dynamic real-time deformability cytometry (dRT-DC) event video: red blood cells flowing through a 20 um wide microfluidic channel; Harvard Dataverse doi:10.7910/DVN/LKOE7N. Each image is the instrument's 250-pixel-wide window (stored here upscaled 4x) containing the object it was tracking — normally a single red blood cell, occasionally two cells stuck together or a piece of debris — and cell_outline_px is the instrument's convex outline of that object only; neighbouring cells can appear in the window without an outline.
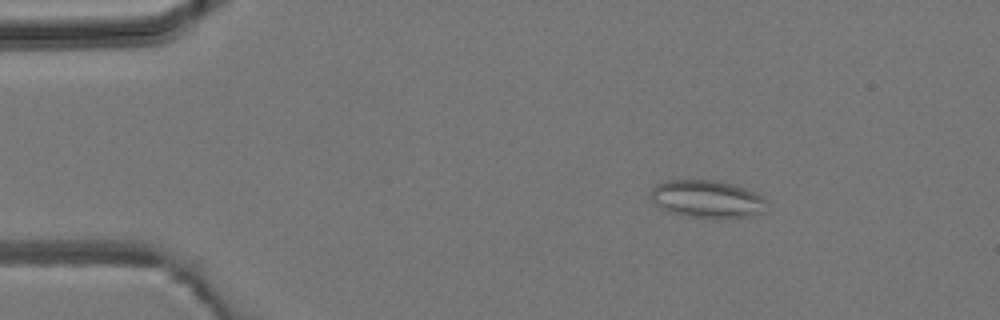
{"species": "common noctule bat (a hibernating species)", "species_latin": "Nyctalus noctula", "temperature_condition": "room temperature", "stored_images_in_passage": 3, "camera_frame_rate_fps": 3000, "um_per_image_px": 0.085, "animal": {"sex": "male", "body_mass_g": 19.2, "forearm_length_mm": 51.8}, "frame": {"image": 1, "passage_image": 1, "time_ms": 0.0, "image_size_px": [1000, 320], "cell_outline_px": [[764, 212], [752, 216], [688, 216], [668, 212], [660, 208], [652, 200], [652, 188], [656, 184], [664, 180], [716, 180], [736, 184], [756, 192], [764, 200]], "centroid_in_image_um": [60.07, 16.87], "position_along_channel_um": 24.9, "area_um2": 24.97}}